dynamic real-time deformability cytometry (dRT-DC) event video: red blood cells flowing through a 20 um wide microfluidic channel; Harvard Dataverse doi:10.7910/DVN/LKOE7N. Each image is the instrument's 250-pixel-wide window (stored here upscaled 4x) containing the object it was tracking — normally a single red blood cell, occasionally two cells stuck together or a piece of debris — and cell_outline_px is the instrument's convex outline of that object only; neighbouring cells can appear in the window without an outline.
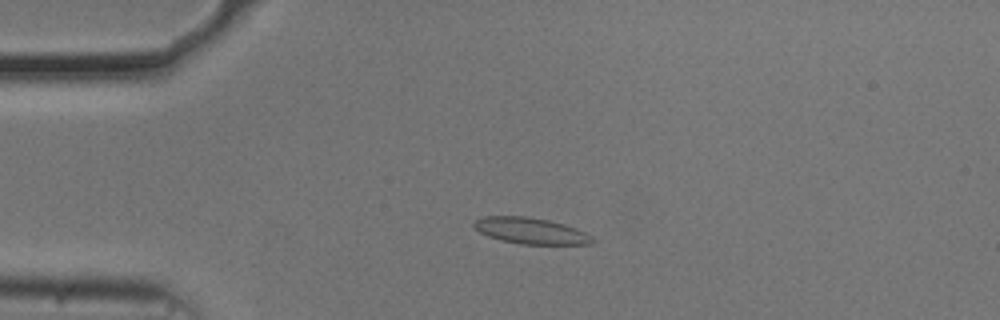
{"species": "common noctule bat (a hibernating species)", "species_latin": "Nyctalus noctula", "temperature_condition": "cold", "stored_images_in_passage": 14, "camera_frame_rate_fps": 3000, "um_per_image_px": 0.085, "animal": {"sex": "male", "body_mass_g": 20.5, "forearm_length_mm": 52.5}, "frame": {"image": 1, "passage_image": 8, "time_ms": 2.333, "image_size_px": [1000, 320], "cell_outline_px": [[596, 240], [592, 244], [520, 244], [500, 240], [488, 236], [472, 228], [472, 224], [476, 220], [484, 216], [528, 216], [548, 220], [564, 224], [584, 232], [592, 236]], "centroid_in_image_um": [45.08, 19.62], "position_along_channel_um": 39.9, "area_um2": 18.15}}
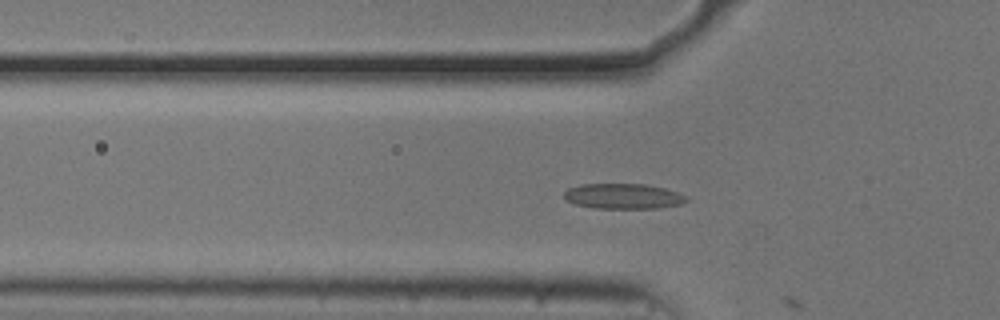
{"frame": {"image": 2, "passage_image": 13, "time_ms": 4.0, "image_size_px": [1000, 320], "cell_outline_px": [[688, 200], [680, 204], [656, 208], [592, 208], [576, 204], [568, 200], [564, 196], [564, 192], [568, 188], [580, 184], [644, 184], [664, 188], [688, 196]], "centroid_in_image_um": [52.97, 16.67], "position_along_channel_um": 72.8, "area_um2": 17.92}}